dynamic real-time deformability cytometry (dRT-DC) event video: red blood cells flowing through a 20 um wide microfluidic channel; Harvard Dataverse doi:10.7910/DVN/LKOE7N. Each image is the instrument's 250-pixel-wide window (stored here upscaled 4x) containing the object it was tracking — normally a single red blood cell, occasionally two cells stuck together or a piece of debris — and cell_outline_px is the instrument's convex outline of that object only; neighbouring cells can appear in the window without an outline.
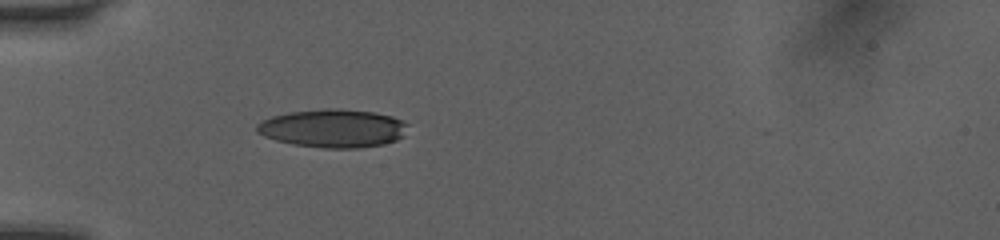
{"species": "human", "species_latin": "Homo sapiens", "temperature_condition": "room temperature", "stored_images_in_passage": 23, "camera_frame_rate_fps": 3000, "um_per_image_px": 0.085, "donor": {"sex": "female"}, "frame": {"image": 1, "passage_image": 1, "time_ms": 0.0, "image_size_px": [1000, 240], "cell_outline_px": [[408, 124], [404, 136], [396, 140], [384, 144], [356, 148], [324, 148], [292, 144], [276, 140], [264, 136], [256, 132], [256, 124], [272, 116], [288, 112], [328, 108], [340, 108], [376, 112], [392, 116]], "centroid_in_image_um": [28.31, 10.9], "position_along_channel_um": 56.7, "area_um2": 33.81}}
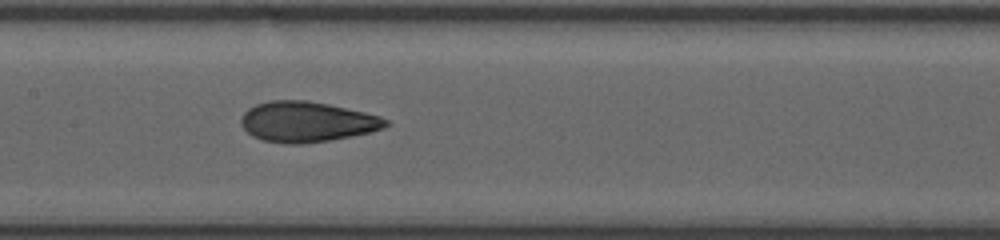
{"frame": {"image": 2, "passage_image": 8, "time_ms": 2.333, "image_size_px": [1000, 240], "cell_outline_px": [[392, 124], [384, 128], [368, 132], [328, 140], [300, 144], [288, 144], [264, 140], [252, 136], [240, 124], [240, 120], [244, 112], [248, 108], [256, 104], [268, 100], [308, 100], [328, 104], [364, 112], [380, 116], [388, 120]], "centroid_in_image_um": [26.07, 10.34], "position_along_channel_um": 181.3, "area_um2": 33.93}}
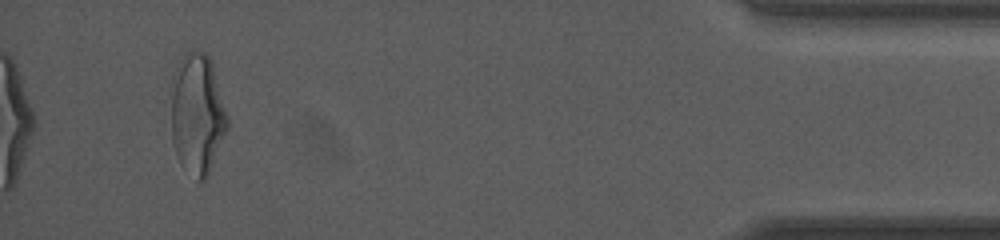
{"frame": {"image": 3, "passage_image": 23, "time_ms": 7.333, "image_size_px": [1000, 240], "cell_outline_px": [[228, 128], [208, 176], [204, 180], [196, 180], [180, 164], [176, 156], [172, 140], [172, 92], [176, 68], [180, 60], [188, 52], [204, 52], [212, 60], [228, 116]], "centroid_in_image_um": [16.79, 9.74], "position_along_channel_um": 418.4, "area_um2": 39.48}}